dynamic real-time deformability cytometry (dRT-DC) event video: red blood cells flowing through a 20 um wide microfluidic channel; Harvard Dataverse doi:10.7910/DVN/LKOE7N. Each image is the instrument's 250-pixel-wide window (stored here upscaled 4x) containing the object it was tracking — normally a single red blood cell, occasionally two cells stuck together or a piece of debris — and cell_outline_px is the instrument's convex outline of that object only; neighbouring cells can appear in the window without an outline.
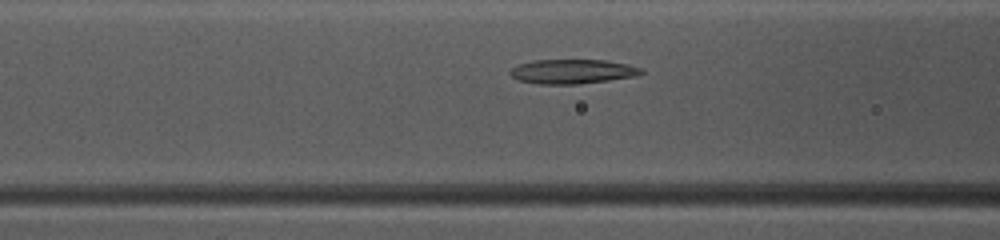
{"species": "common noctule bat (a hibernating species)", "species_latin": "Nyctalus noctula", "temperature_condition": "warm", "stored_images_in_passage": 43, "camera_frame_rate_fps": 3000, "um_per_image_px": 0.085, "animal": {"sex": "female", "body_mass_g": 10.0, "forearm_length_mm": 53.1}, "frame": {"image": 1, "passage_image": 20, "time_ms": 6.333, "image_size_px": [1000, 240], "cell_outline_px": [[644, 72], [636, 76], [608, 80], [576, 84], [540, 84], [520, 80], [512, 76], [508, 72], [512, 68], [520, 64], [536, 60], [604, 60], [628, 64], [644, 68]], "centroid_in_image_um": [48.7, 6.07], "position_along_channel_um": 117.9, "area_um2": 18.5}}
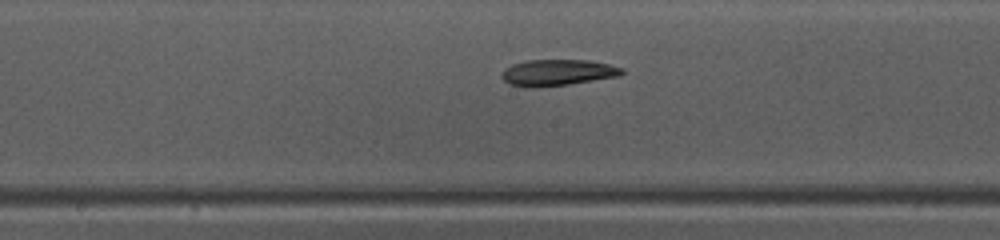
{"frame": {"image": 2, "passage_image": 26, "time_ms": 8.333, "image_size_px": [1000, 240], "cell_outline_px": [[624, 72], [620, 76], [568, 84], [528, 88], [508, 84], [500, 76], [504, 68], [512, 64], [528, 60], [588, 60], [608, 64], [624, 68]], "centroid_in_image_um": [47.37, 6.17], "position_along_channel_um": 200.8, "area_um2": 18.44}}
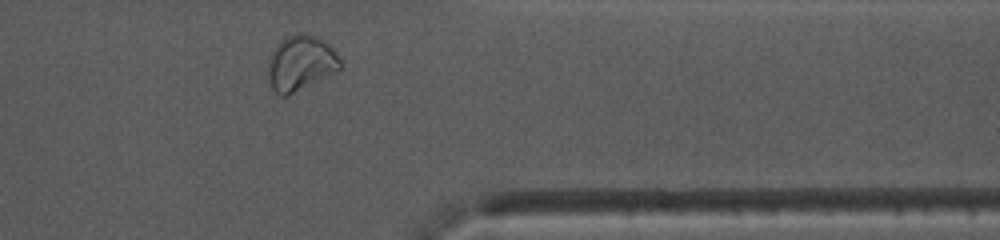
{"frame": {"image": 3, "passage_image": 40, "time_ms": 13.0, "image_size_px": [1000, 240], "cell_outline_px": [[344, 68], [288, 96], [280, 96], [272, 88], [268, 80], [268, 60], [276, 44], [280, 40], [288, 36], [300, 32], [316, 36], [324, 40], [336, 52], [344, 64]], "centroid_in_image_um": [25.58, 5.36], "position_along_channel_um": 385.8, "area_um2": 23.64}, "authors_computed_cell_mechanics": {"area_um2": 19.652, "velocity_mm_per_s": 4.1379, "shape_relaxation_time_tau1_ms": null, "shape_relaxation_time_tau2_ms": 6.1844, "deformation_change_tau1": null, "deformation_change_tau2": 0.1314}}